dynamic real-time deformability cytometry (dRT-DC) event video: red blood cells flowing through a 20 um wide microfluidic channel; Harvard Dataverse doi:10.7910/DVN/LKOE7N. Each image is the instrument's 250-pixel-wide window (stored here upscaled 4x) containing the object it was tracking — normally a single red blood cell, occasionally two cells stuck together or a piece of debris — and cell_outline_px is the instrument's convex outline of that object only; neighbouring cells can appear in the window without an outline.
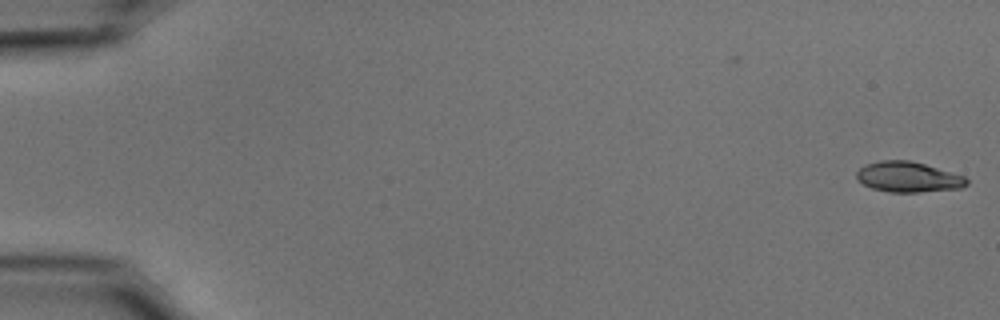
{"species": "common noctule bat (a hibernating species)", "species_latin": "Nyctalus noctula", "temperature_condition": "cold", "stored_images_in_passage": 54, "camera_frame_rate_fps": 3000, "um_per_image_px": 0.085, "animal": {"sex": "male", "body_mass_g": 15.6}, "frame": {"image": 1, "passage_image": 1, "time_ms": 0.0, "image_size_px": [1000, 320], "cell_outline_px": [[968, 184], [960, 188], [920, 192], [888, 192], [872, 188], [856, 180], [856, 172], [860, 168], [868, 164], [880, 160], [908, 160], [924, 164], [964, 176], [968, 180]], "centroid_in_image_um": [77.17, 15.05], "position_along_channel_um": 7.8, "area_um2": 19.36}}
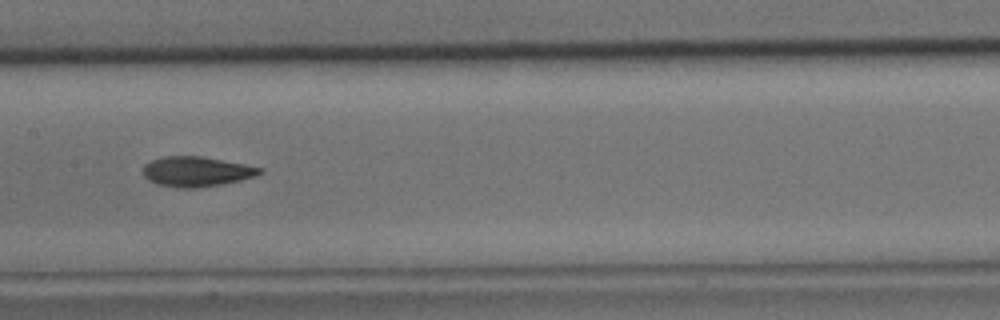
{"frame": {"image": 2, "passage_image": 28, "time_ms": 9.0, "image_size_px": [1000, 320], "cell_outline_px": [[264, 172], [256, 176], [240, 180], [220, 184], [196, 188], [180, 188], [156, 184], [148, 180], [144, 176], [144, 164], [152, 160], [164, 156], [200, 156], [244, 164], [264, 168]], "centroid_in_image_um": [16.71, 14.58], "position_along_channel_um": 190.7, "area_um2": 20.35}}
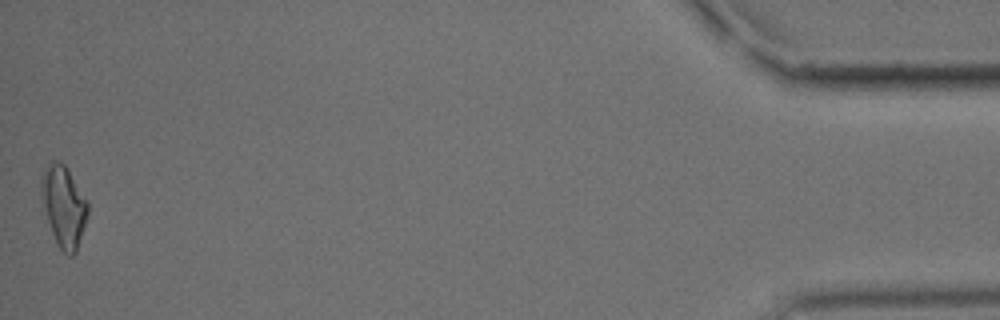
{"frame": {"image": 3, "passage_image": 54, "time_ms": 17.667, "image_size_px": [1000, 320], "cell_outline_px": [[88, 216], [76, 252], [72, 256], [68, 256], [60, 248], [52, 232], [40, 196], [40, 180], [44, 168], [52, 160], [60, 160], [64, 164], [88, 204]], "centroid_in_image_um": [5.39, 17.52], "position_along_channel_um": 429.8, "area_um2": 21.68}, "authors_computed_cell_mechanics": {"area_um2": 19.9988, "velocity_mm_per_s": 3.7454, "shape_relaxation_time_tau1_ms": 4.789, "shape_relaxation_time_tau2_ms": 4.1148, "deformation_change_tau1": 0.1816, "deformation_change_tau2": 0.1222}}